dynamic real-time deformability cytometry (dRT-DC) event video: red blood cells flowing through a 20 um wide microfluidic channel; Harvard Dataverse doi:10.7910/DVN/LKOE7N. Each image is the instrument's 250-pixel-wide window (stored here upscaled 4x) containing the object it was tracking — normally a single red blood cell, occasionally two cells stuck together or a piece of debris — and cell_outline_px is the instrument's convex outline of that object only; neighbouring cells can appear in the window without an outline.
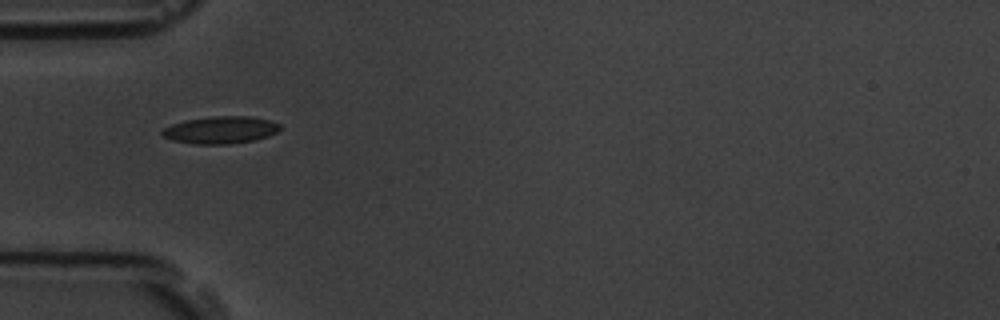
{"species": "common noctule bat (a hibernating species)", "species_latin": "Nyctalus noctula", "temperature_condition": "room temperature", "stored_images_in_passage": 38, "camera_frame_rate_fps": 3000, "um_per_image_px": 0.085, "animal": {"sex": "male", "body_mass_g": 19.5, "forearm_length_mm": 54.6}, "frame": {"image": 1, "passage_image": 1, "time_ms": 0.0, "image_size_px": [1000, 320], "cell_outline_px": [[280, 128], [276, 132], [268, 136], [252, 140], [228, 144], [196, 144], [172, 140], [164, 136], [160, 132], [164, 128], [172, 124], [184, 120], [212, 116], [248, 116], [268, 120], [280, 124]], "centroid_in_image_um": [18.72, 11.04], "position_along_channel_um": 66.3, "area_um2": 18.55}}
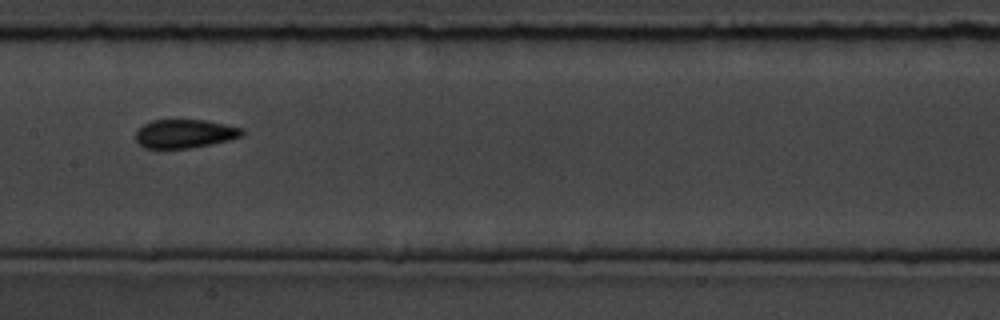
{"frame": {"image": 2, "passage_image": 11, "time_ms": 3.333, "image_size_px": [1000, 320], "cell_outline_px": [[244, 132], [240, 136], [228, 140], [192, 148], [144, 148], [136, 140], [136, 132], [144, 124], [152, 120], [204, 120], [244, 128]], "centroid_in_image_um": [15.7, 11.36], "position_along_channel_um": 191.7, "area_um2": 17.57}}
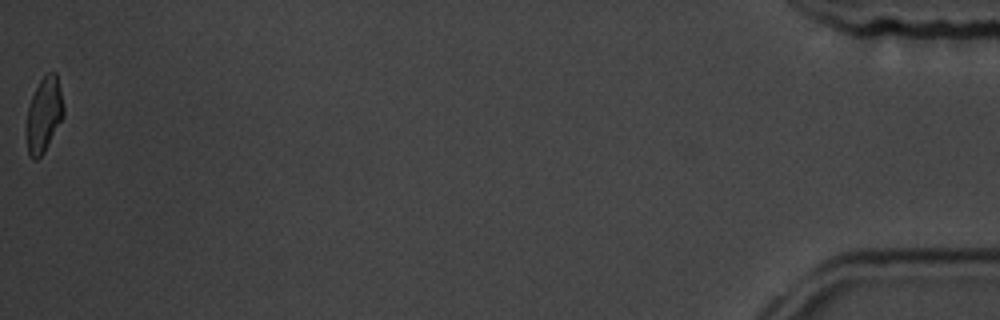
{"frame": {"image": 3, "passage_image": 38, "time_ms": 12.333, "image_size_px": [1000, 320], "cell_outline_px": [[64, 116], [44, 152], [36, 160], [32, 160], [28, 156], [24, 128], [28, 108], [32, 96], [40, 80], [48, 72], [56, 72], [60, 88], [64, 108]], "centroid_in_image_um": [3.7, 9.8], "position_along_channel_um": 431.5, "area_um2": 16.53}, "authors_computed_cell_mechanics": {"area_um2": 17.6868, "velocity_mm_per_s": 3.7846, "shape_relaxation_time_tau1_ms": 5.6711, "shape_relaxation_time_tau2_ms": 0.9899, "deformation_change_tau1": 0.152, "deformation_change_tau2": 0.0514}}